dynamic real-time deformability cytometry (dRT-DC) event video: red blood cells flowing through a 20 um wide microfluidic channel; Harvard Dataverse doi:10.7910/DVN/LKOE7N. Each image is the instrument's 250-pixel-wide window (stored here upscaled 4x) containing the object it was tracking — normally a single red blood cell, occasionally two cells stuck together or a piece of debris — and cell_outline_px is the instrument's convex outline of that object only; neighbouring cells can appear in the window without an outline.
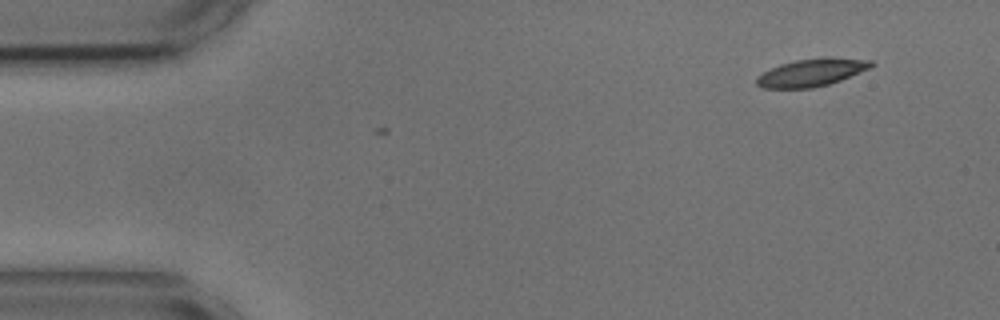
{"species": "common noctule bat (a hibernating species)", "species_latin": "Nyctalus noctula", "temperature_condition": "cold", "stored_images_in_passage": 3, "camera_frame_rate_fps": 3000, "um_per_image_px": 0.085, "animal": {"sex": "male", "body_mass_g": 17.9, "forearm_length_mm": 54.2}, "frame": {"image": 1, "passage_image": 3, "time_ms": 0.667, "image_size_px": [1000, 320], "cell_outline_px": [[876, 64], [872, 68], [840, 80], [828, 84], [812, 88], [764, 88], [756, 84], [756, 76], [780, 64], [796, 60], [828, 56], [872, 60]], "centroid_in_image_um": [69.04, 6.14], "position_along_channel_um": 16.0, "area_um2": 18.61}}